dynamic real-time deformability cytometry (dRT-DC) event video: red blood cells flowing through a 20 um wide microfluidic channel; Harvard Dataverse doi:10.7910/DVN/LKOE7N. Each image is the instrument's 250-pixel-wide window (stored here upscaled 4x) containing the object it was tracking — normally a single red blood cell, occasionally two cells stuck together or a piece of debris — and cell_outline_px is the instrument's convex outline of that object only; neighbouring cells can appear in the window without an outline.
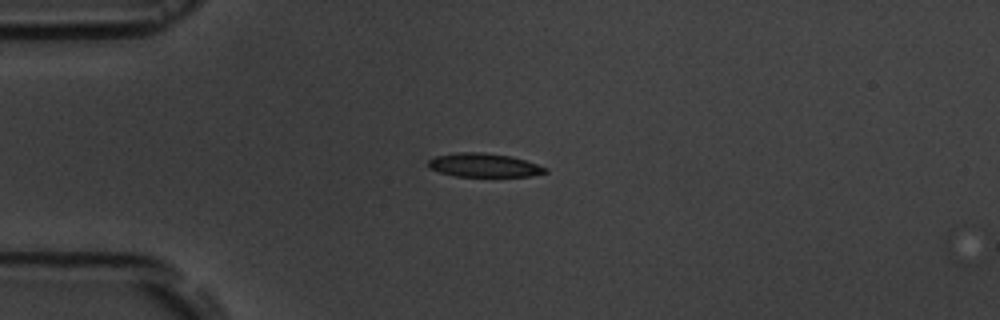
{"species": "common noctule bat (a hibernating species)", "species_latin": "Nyctalus noctula", "temperature_condition": "room temperature", "stored_images_in_passage": 6, "camera_frame_rate_fps": 3000, "um_per_image_px": 0.085, "animal": {"sex": "male", "body_mass_g": 19.5, "forearm_length_mm": 54.6}, "frame": {"image": 1, "passage_image": 4, "time_ms": 3.667, "image_size_px": [1000, 320], "cell_outline_px": [[548, 172], [532, 176], [456, 176], [440, 172], [428, 168], [428, 160], [436, 156], [456, 152], [484, 152], [512, 156], [548, 168]], "centroid_in_image_um": [41.13, 14.03], "position_along_channel_um": 43.9, "area_um2": 16.18}}
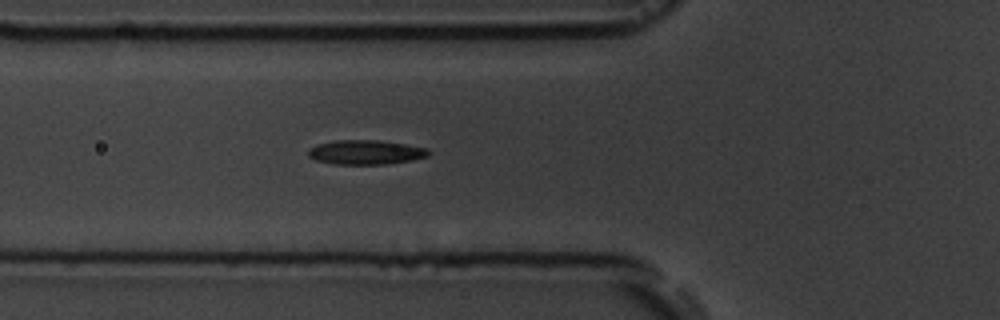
{"frame": {"image": 2, "passage_image": 6, "time_ms": 5.667, "image_size_px": [1000, 320], "cell_outline_px": [[432, 152], [428, 156], [412, 160], [388, 164], [332, 164], [316, 160], [308, 156], [308, 148], [316, 144], [332, 140], [380, 140], [428, 148]], "centroid_in_image_um": [31.07, 12.94], "position_along_channel_um": 94.7, "area_um2": 17.34}}